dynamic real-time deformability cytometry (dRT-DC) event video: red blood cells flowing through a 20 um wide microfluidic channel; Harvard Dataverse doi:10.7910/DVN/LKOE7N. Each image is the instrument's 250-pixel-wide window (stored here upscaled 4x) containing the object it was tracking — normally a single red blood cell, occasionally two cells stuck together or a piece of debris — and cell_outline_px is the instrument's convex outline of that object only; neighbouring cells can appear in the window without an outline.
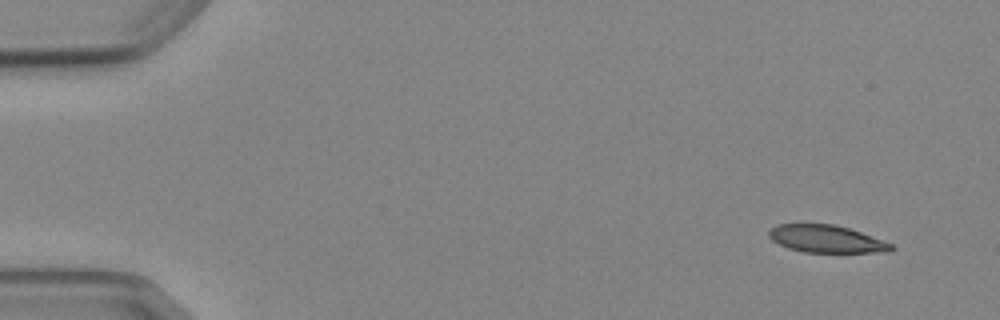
{"species": "Egyptian fruit bat (a non-hibernating species)", "species_latin": "Rousettus aegyptiacus", "temperature_condition": "cold", "stored_images_in_passage": 5, "camera_frame_rate_fps": 3000, "um_per_image_px": 0.085, "animal": {"sex": "female"}, "frame": {"image": 1, "passage_image": 1, "time_ms": 0.0, "image_size_px": [1000, 320], "cell_outline_px": [[896, 248], [888, 252], [804, 252], [788, 248], [772, 240], [768, 236], [768, 228], [776, 224], [800, 220], [836, 224], [860, 232], [892, 244]], "centroid_in_image_um": [70.12, 20.24], "position_along_channel_um": 14.9, "area_um2": 20.4}}
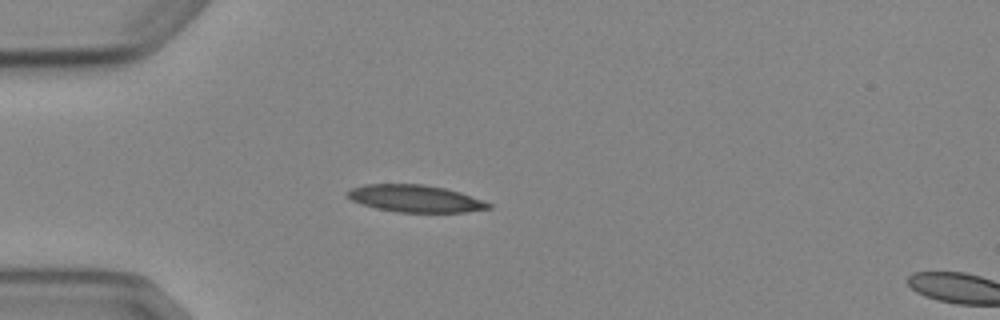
{"frame": {"image": 2, "passage_image": 4, "time_ms": 3.667, "image_size_px": [1000, 320], "cell_outline_px": [[492, 208], [464, 212], [396, 212], [376, 208], [352, 200], [344, 192], [348, 188], [364, 184], [424, 184], [444, 188], [460, 192], [492, 204]], "centroid_in_image_um": [35.26, 16.87], "position_along_channel_um": 49.7, "area_um2": 22.31}}